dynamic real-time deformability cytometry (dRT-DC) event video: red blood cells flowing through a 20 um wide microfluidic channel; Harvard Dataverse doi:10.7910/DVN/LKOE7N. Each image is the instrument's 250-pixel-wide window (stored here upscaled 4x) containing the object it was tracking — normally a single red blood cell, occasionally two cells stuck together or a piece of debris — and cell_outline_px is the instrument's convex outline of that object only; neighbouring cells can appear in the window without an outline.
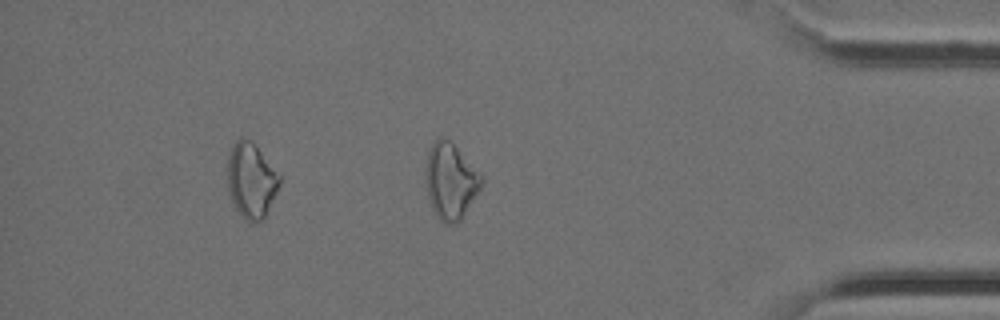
{"species": "Egyptian fruit bat (a non-hibernating species)", "species_latin": "Rousettus aegyptiacus", "temperature_condition": "cold", "stored_images_in_passage": 30, "camera_frame_rate_fps": 3000, "um_per_image_px": 0.085, "animal": {"sex": "female"}, "frame": {"image": 1, "passage_image": 26, "time_ms": 8.333, "image_size_px": [1000, 320], "cell_outline_px": [[484, 180], [480, 188], [460, 220], [452, 224], [444, 224], [440, 220], [432, 208], [428, 200], [424, 180], [424, 172], [428, 152], [432, 144], [440, 136], [444, 136], [484, 176]], "centroid_in_image_um": [38.26, 15.4], "position_along_channel_um": 396.9, "area_um2": 24.68}}